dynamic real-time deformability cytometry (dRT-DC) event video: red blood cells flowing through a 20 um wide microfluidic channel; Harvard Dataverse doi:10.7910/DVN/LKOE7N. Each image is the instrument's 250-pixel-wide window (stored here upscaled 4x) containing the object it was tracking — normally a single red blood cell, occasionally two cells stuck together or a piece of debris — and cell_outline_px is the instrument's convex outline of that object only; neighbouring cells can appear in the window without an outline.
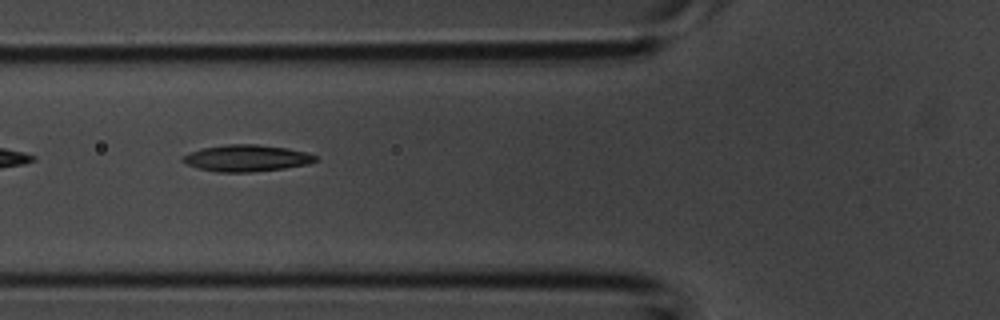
{"species": "common noctule bat (a hibernating species)", "species_latin": "Nyctalus noctula", "temperature_condition": "room temperature", "stored_images_in_passage": 2, "camera_frame_rate_fps": 3000, "um_per_image_px": 0.085, "animal": {"sex": "male", "body_mass_g": 20.1, "forearm_length_mm": 53.5}, "frame": {"image": 1, "passage_image": 2, "time_ms": 0.333, "image_size_px": [1000, 320], "cell_outline_px": [[320, 160], [308, 164], [284, 168], [252, 172], [216, 172], [196, 168], [180, 160], [184, 156], [192, 152], [204, 148], [224, 144], [256, 144], [288, 148], [308, 152], [316, 156]], "centroid_in_image_um": [21.0, 13.44], "position_along_channel_um": 104.8, "area_um2": 20.63}}